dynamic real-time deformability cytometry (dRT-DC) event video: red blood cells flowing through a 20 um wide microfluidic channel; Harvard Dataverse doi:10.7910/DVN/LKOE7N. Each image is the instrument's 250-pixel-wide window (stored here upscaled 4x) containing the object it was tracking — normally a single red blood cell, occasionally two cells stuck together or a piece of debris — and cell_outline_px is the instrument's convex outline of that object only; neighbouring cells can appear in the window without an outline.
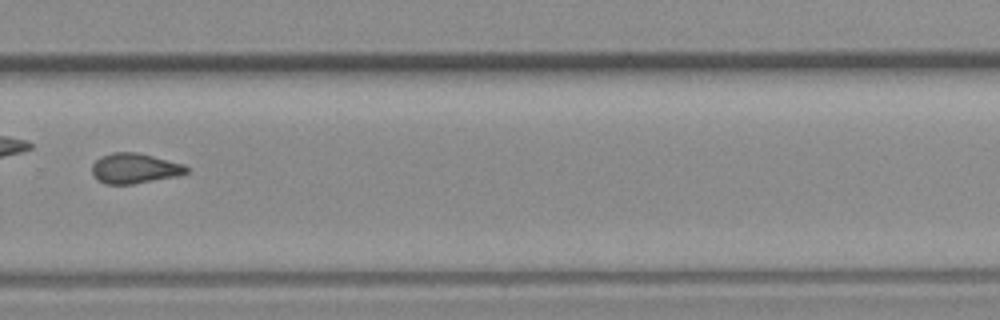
{"species": "common noctule bat (a hibernating species)", "species_latin": "Nyctalus noctula", "temperature_condition": "room temperature", "stored_images_in_passage": 43, "camera_frame_rate_fps": 3000, "um_per_image_px": 0.085, "animal": {"sex": "female", "body_mass_g": 19.3, "forearm_length_mm": 54.1}, "frame": {"image": 1, "passage_image": 31, "time_ms": 10.0, "image_size_px": [1000, 320], "cell_outline_px": [[188, 172], [180, 176], [132, 184], [104, 184], [96, 180], [92, 176], [92, 164], [100, 156], [112, 152], [136, 152], [184, 164], [188, 168]], "centroid_in_image_um": [11.41, 14.32], "position_along_channel_um": 318.4, "area_um2": 16.82}}